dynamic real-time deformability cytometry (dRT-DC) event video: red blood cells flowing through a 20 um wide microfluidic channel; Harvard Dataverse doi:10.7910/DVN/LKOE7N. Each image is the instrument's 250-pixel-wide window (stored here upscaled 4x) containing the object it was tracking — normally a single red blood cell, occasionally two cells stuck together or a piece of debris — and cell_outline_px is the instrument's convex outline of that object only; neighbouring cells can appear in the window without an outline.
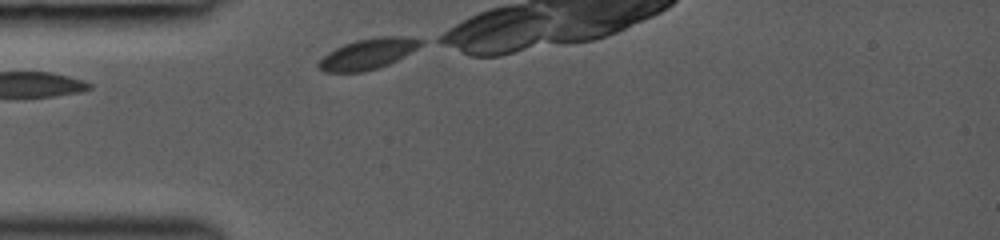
{"species": "common noctule bat (a hibernating species)", "species_latin": "Nyctalus noctula", "temperature_condition": "room temperature", "stored_images_in_passage": 8, "camera_frame_rate_fps": 3000, "um_per_image_px": 0.085, "animal": {"sex": "female", "body_mass_g": 19.0, "forearm_length_mm": 53.3}, "frame": {"image": 1, "passage_image": 1, "time_ms": 0.0, "image_size_px": [1000, 240], "cell_outline_px": [[424, 44], [404, 56], [388, 64], [364, 72], [324, 72], [316, 64], [328, 52], [344, 44], [356, 40], [380, 36], [400, 36], [424, 40]], "centroid_in_image_um": [31.27, 4.57], "position_along_channel_um": 53.7, "area_um2": 18.09}}